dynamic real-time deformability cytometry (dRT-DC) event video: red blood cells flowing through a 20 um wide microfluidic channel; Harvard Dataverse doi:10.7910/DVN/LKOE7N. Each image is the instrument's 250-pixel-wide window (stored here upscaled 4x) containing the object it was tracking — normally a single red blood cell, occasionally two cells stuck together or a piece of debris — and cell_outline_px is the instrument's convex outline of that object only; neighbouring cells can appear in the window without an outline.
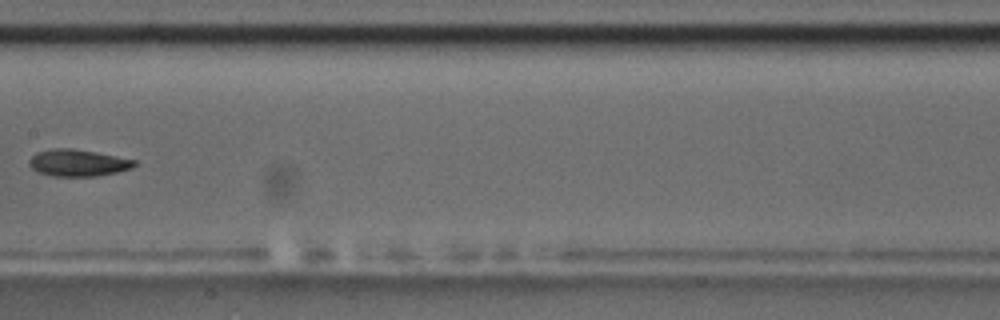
{"species": "common noctule bat (a hibernating species)", "species_latin": "Nyctalus noctula", "temperature_condition": "room temperature", "stored_images_in_passage": 6, "camera_frame_rate_fps": 3000, "um_per_image_px": 0.085, "animal": {"sex": "male", "body_mass_g": 17.5, "forearm_length_mm": 52.3}, "frame": {"image": 1, "passage_image": 6, "time_ms": 7.333, "image_size_px": [1000, 320], "cell_outline_px": [[136, 164], [132, 168], [116, 172], [96, 176], [52, 176], [36, 172], [28, 164], [28, 160], [36, 152], [52, 148], [72, 148], [96, 152], [136, 160]], "centroid_in_image_um": [6.58, 13.84], "position_along_channel_um": 200.8, "area_um2": 16.53}}